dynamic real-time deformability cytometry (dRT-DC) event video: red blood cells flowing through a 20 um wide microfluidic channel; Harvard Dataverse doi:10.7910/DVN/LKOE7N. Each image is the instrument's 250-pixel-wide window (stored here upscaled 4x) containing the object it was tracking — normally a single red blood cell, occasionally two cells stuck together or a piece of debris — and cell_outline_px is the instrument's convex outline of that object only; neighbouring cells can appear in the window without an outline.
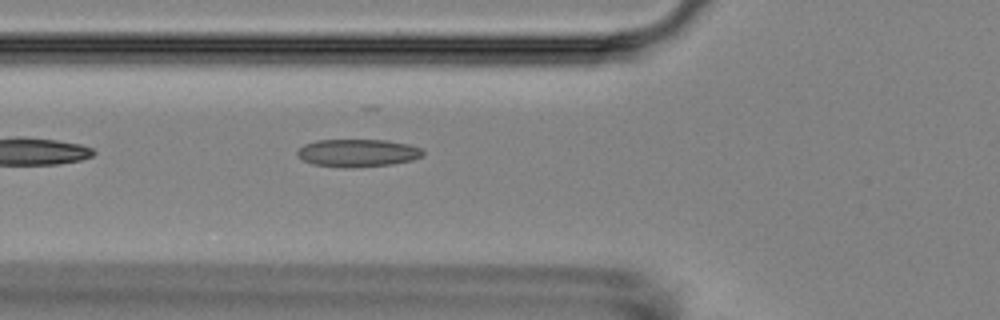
{"species": "Egyptian fruit bat (a non-hibernating species)", "species_latin": "Rousettus aegyptiacus", "temperature_condition": "room temperature", "stored_images_in_passage": 2, "camera_frame_rate_fps": 3000, "um_per_image_px": 0.085, "animal": {"sex": "female"}, "frame": {"image": 1, "passage_image": 2, "time_ms": 1.333, "image_size_px": [1000, 320], "cell_outline_px": [[424, 152], [420, 156], [412, 160], [392, 164], [348, 168], [340, 168], [312, 164], [304, 160], [296, 152], [304, 144], [316, 140], [384, 140], [408, 144], [420, 148]], "centroid_in_image_um": [30.37, 13.0], "position_along_channel_um": 95.4, "area_um2": 20.17}}